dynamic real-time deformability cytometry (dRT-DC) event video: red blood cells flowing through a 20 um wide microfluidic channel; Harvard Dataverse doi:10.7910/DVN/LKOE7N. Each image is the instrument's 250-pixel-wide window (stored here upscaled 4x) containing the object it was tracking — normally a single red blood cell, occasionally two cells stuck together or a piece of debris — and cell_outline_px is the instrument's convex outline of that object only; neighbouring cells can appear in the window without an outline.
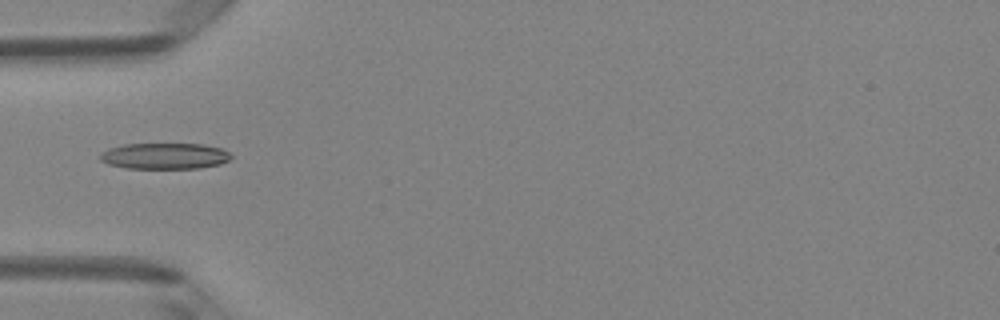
{"species": "Egyptian fruit bat (a non-hibernating species)", "species_latin": "Rousettus aegyptiacus", "temperature_condition": "room temperature", "stored_images_in_passage": 6, "camera_frame_rate_fps": 3000, "um_per_image_px": 0.085, "animal": {"sex": "female"}, "frame": {"image": 1, "passage_image": 4, "time_ms": 1.0, "image_size_px": [1000, 320], "cell_outline_px": [[232, 156], [228, 160], [220, 164], [200, 168], [128, 168], [108, 164], [100, 160], [100, 156], [108, 148], [124, 144], [204, 144], [220, 148], [228, 152]], "centroid_in_image_um": [14.0, 13.26], "position_along_channel_um": 71.0, "area_um2": 19.77}}
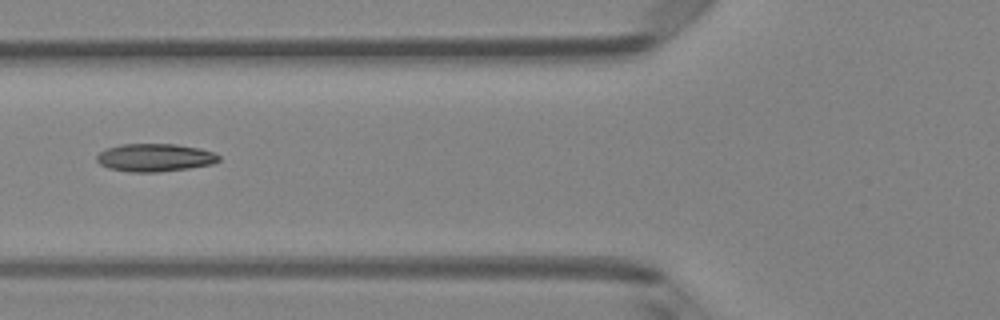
{"frame": {"image": 2, "passage_image": 5, "time_ms": 1.333, "image_size_px": [1000, 320], "cell_outline_px": [[220, 160], [212, 164], [188, 168], [160, 172], [128, 172], [108, 168], [100, 164], [96, 160], [96, 156], [100, 152], [108, 148], [120, 144], [176, 144], [200, 148], [212, 152], [220, 156]], "centroid_in_image_um": [13.15, 13.4], "position_along_channel_um": 112.6, "area_um2": 19.88}}
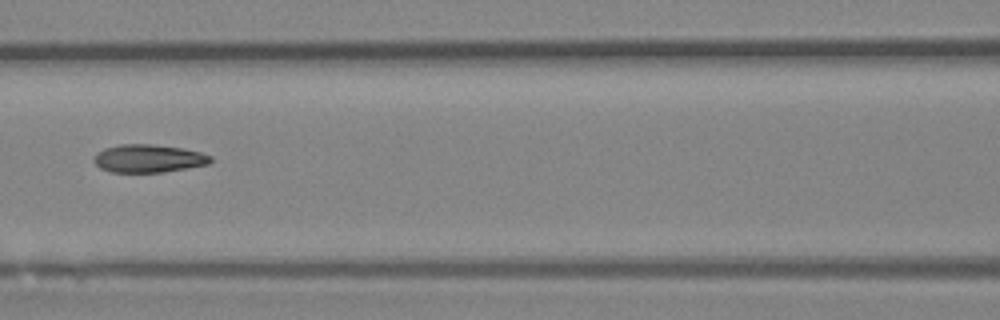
{"frame": {"image": 3, "passage_image": 6, "time_ms": 1.667, "image_size_px": [1000, 320], "cell_outline_px": [[212, 160], [208, 164], [164, 172], [112, 172], [100, 168], [92, 160], [96, 152], [104, 148], [120, 144], [152, 144], [184, 148], [200, 152], [212, 156]], "centroid_in_image_um": [12.6, 13.46], "position_along_channel_um": 154.0, "area_um2": 19.13}}